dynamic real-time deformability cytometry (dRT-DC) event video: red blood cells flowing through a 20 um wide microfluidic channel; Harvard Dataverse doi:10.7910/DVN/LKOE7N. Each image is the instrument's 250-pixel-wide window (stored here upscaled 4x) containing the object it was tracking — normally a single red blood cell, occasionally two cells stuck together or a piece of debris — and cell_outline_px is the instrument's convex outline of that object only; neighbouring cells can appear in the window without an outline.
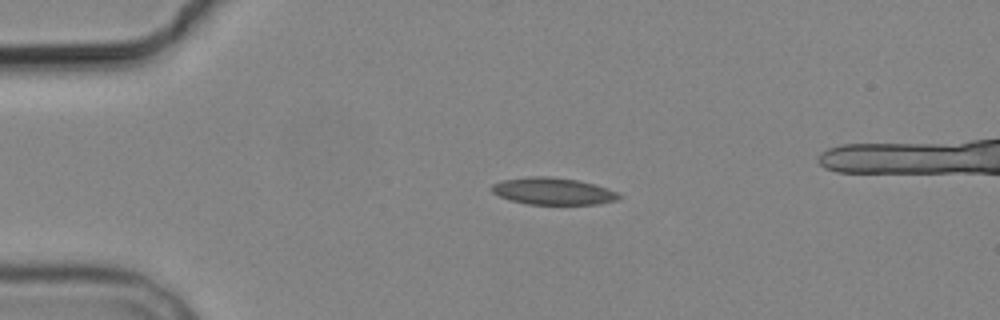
{"species": "common noctule bat (a hibernating species)", "species_latin": "Nyctalus noctula", "temperature_condition": "cold", "stored_images_in_passage": 3, "camera_frame_rate_fps": 3000, "um_per_image_px": 0.085, "animal": {"sex": "male", "body_mass_g": 19.2, "forearm_length_mm": 51.8}, "frame": {"image": 1, "passage_image": 1, "time_ms": 0.0, "image_size_px": [1000, 320], "cell_outline_px": [[624, 196], [616, 200], [596, 204], [528, 204], [508, 200], [492, 192], [492, 184], [500, 180], [528, 176], [548, 176], [580, 180], [596, 184], [620, 192]], "centroid_in_image_um": [47.03, 16.24], "position_along_channel_um": 38.0, "area_um2": 20.35}}